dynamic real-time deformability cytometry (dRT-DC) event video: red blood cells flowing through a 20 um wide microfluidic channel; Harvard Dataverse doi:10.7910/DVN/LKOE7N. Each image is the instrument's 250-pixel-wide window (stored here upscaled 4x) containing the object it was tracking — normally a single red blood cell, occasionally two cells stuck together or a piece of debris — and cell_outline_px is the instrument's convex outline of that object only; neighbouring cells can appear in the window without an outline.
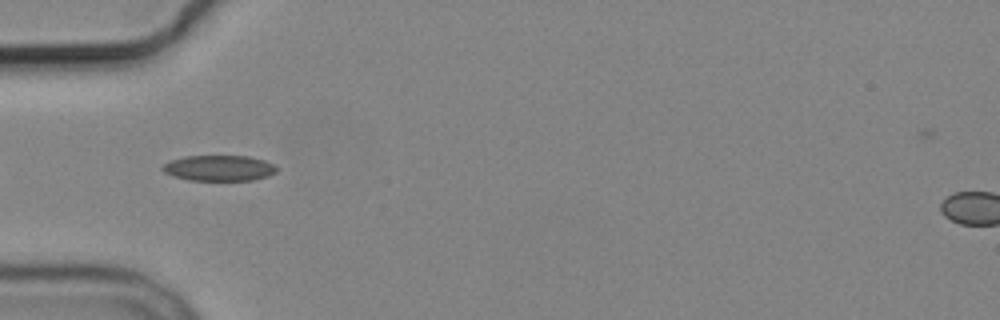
{"species": "common noctule bat (a hibernating species)", "species_latin": "Nyctalus noctula", "temperature_condition": "cold", "stored_images_in_passage": 8, "camera_frame_rate_fps": 3000, "um_per_image_px": 0.085, "animal": {"sex": "male", "body_mass_g": 19.2, "forearm_length_mm": 51.8}, "frame": {"image": 1, "passage_image": 4, "time_ms": 5.0, "image_size_px": [1000, 320], "cell_outline_px": [[280, 168], [276, 172], [268, 176], [252, 180], [188, 180], [172, 176], [164, 172], [160, 168], [164, 164], [172, 160], [184, 156], [248, 156], [264, 160]], "centroid_in_image_um": [18.62, 14.29], "position_along_channel_um": 66.4, "area_um2": 17.11}}
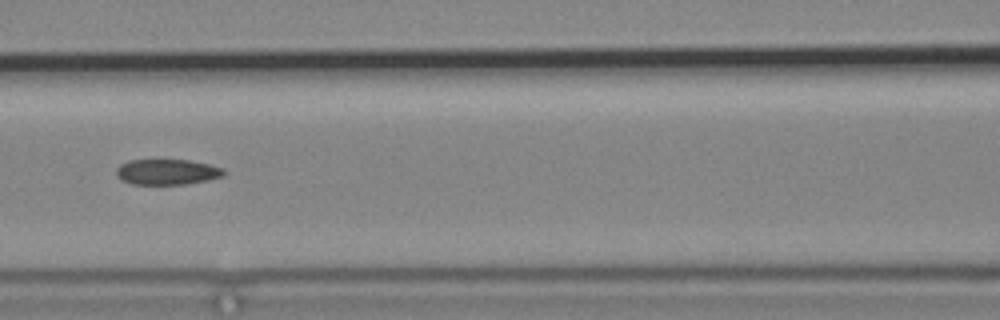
{"frame": {"image": 2, "passage_image": 6, "time_ms": 7.333, "image_size_px": [1000, 320], "cell_outline_px": [[224, 176], [208, 180], [188, 184], [132, 184], [120, 180], [116, 176], [116, 168], [120, 164], [128, 160], [188, 160], [212, 164], [224, 168]], "centroid_in_image_um": [14.2, 14.61], "position_along_channel_um": 152.4, "area_um2": 16.24}}
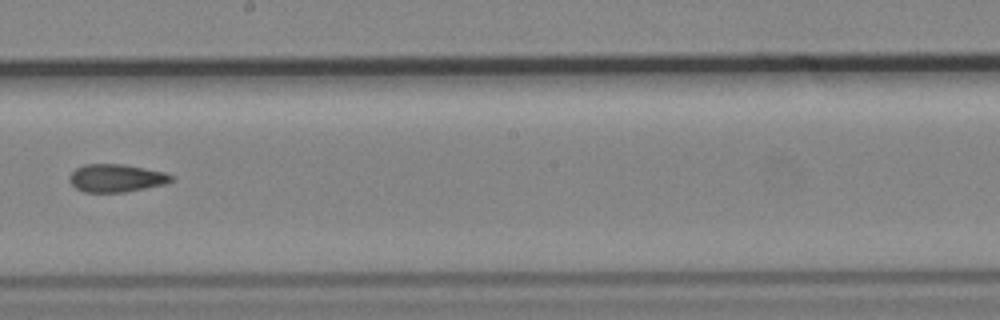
{"frame": {"image": 3, "passage_image": 8, "time_ms": 9.667, "image_size_px": [1000, 320], "cell_outline_px": [[172, 180], [164, 184], [124, 192], [84, 192], [76, 188], [68, 180], [68, 176], [76, 168], [84, 164], [124, 164], [164, 172], [172, 176]], "centroid_in_image_um": [9.83, 15.13], "position_along_channel_um": 238.4, "area_um2": 16.42}}